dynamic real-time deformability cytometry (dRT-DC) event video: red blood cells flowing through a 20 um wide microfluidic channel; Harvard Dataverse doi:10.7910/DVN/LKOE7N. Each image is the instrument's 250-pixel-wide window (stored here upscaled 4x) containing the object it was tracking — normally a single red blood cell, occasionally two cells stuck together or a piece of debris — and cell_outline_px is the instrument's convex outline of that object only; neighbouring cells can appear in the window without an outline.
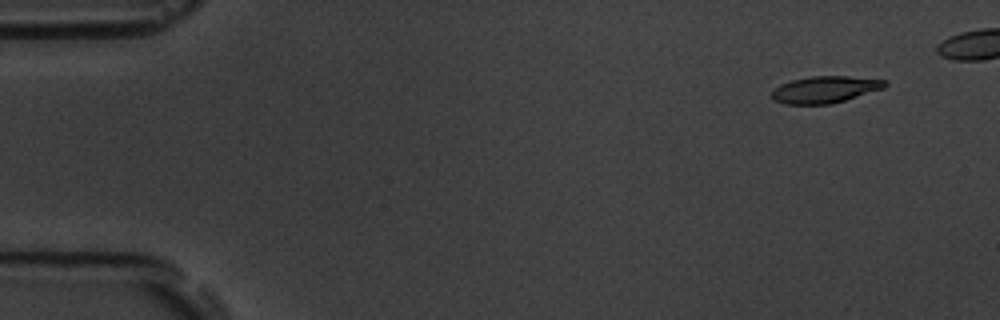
{"species": "common noctule bat (a hibernating species)", "species_latin": "Nyctalus noctula", "temperature_condition": "room temperature", "stored_images_in_passage": 9, "segment_of_instrument_passage": [1, 2], "camera_frame_rate_fps": 3000, "um_per_image_px": 0.085, "animal": {"sex": "male", "body_mass_g": 19.5, "forearm_length_mm": 54.6}, "frame": {"image": 1, "passage_image": 2, "time_ms": 1.0, "image_size_px": [1000, 320], "cell_outline_px": [[888, 84], [884, 88], [832, 104], [784, 104], [772, 100], [772, 88], [780, 84], [792, 80], [812, 76], [848, 76], [888, 80]], "centroid_in_image_um": [70.11, 7.61], "position_along_channel_um": 14.9, "area_um2": 17.8}}
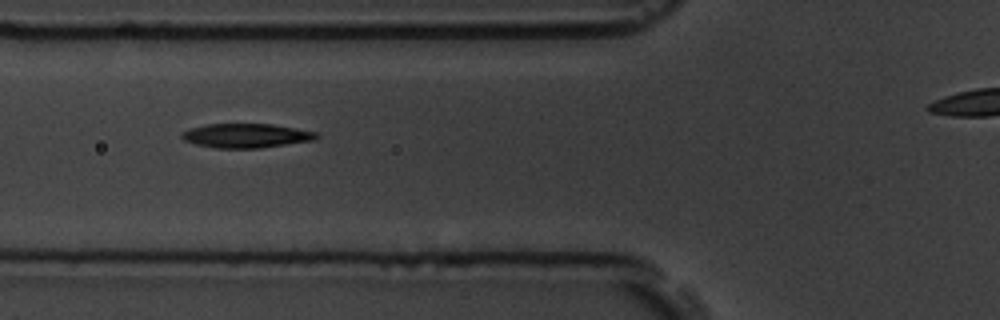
{"frame": {"image": 2, "passage_image": 7, "time_ms": 6.667, "image_size_px": [1000, 320], "cell_outline_px": [[320, 136], [316, 140], [260, 148], [216, 148], [196, 144], [184, 140], [180, 136], [180, 132], [192, 128], [208, 124], [272, 124], [296, 128], [316, 132]], "centroid_in_image_um": [20.95, 11.53], "position_along_channel_um": 104.9, "area_um2": 19.02}}
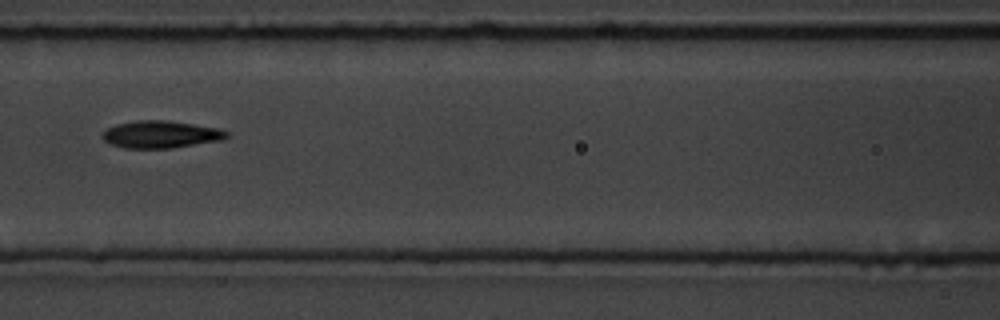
{"frame": {"image": 3, "passage_image": 8, "time_ms": 8.0, "image_size_px": [1000, 320], "cell_outline_px": [[228, 136], [224, 140], [172, 148], [124, 148], [112, 144], [104, 140], [100, 136], [108, 128], [116, 124], [136, 120], [164, 120], [220, 128], [228, 132]], "centroid_in_image_um": [13.68, 11.43], "position_along_channel_um": 152.9, "area_um2": 19.77}}